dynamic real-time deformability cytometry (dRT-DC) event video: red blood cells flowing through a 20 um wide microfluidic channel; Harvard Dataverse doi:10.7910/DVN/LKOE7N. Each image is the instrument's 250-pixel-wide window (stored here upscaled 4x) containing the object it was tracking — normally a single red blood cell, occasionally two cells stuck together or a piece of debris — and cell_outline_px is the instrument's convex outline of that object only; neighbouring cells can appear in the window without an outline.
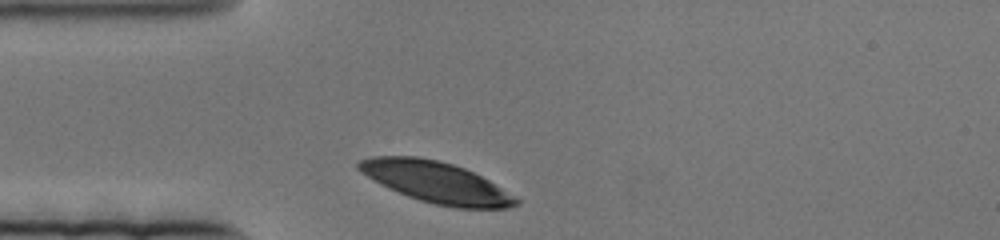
{"species": "human", "species_latin": "Homo sapiens", "temperature_condition": "cold", "stored_images_in_passage": 45, "camera_frame_rate_fps": 3000, "um_per_image_px": 0.085, "donor": {"sex": "female"}, "frame": {"image": 1, "passage_image": 1, "time_ms": 0.0, "image_size_px": [1000, 240], "cell_outline_px": [[520, 204], [508, 208], [456, 208], [436, 204], [420, 200], [408, 196], [388, 188], [380, 184], [356, 168], [356, 164], [360, 160], [372, 156], [416, 156], [436, 160], [452, 164], [464, 168], [488, 180], [520, 200]], "centroid_in_image_um": [37.06, 15.49], "position_along_channel_um": 47.9, "area_um2": 37.28}}
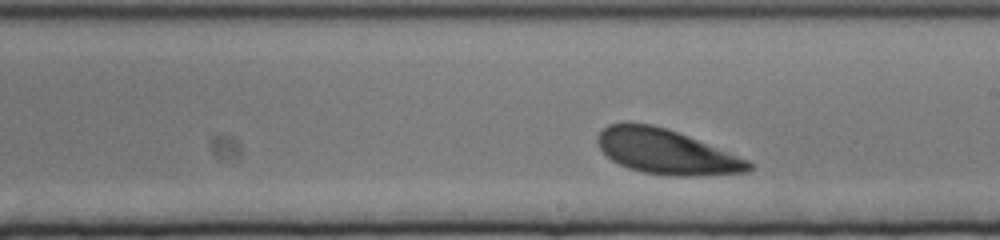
{"frame": {"image": 2, "passage_image": 26, "time_ms": 8.333, "image_size_px": [1000, 240], "cell_outline_px": [[752, 168], [748, 172], [696, 176], [668, 176], [644, 172], [628, 168], [612, 160], [600, 148], [596, 140], [596, 136], [608, 124], [624, 120], [652, 124], [688, 136], [748, 160], [752, 164]], "centroid_in_image_um": [56.58, 12.88], "position_along_channel_um": 232.4, "area_um2": 39.48}}
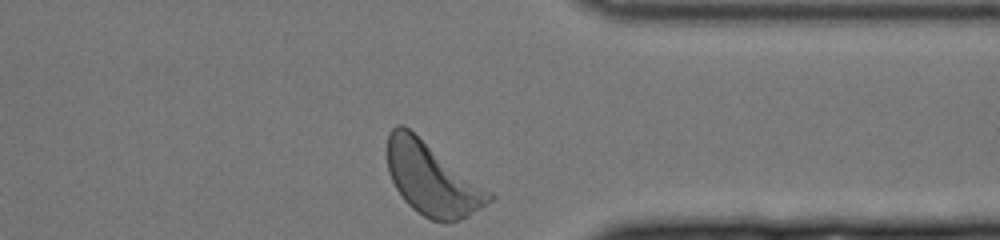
{"frame": {"image": 3, "passage_image": 45, "time_ms": 14.667, "image_size_px": [1000, 240], "cell_outline_px": [[496, 196], [492, 200], [468, 216], [456, 220], [432, 220], [416, 212], [404, 200], [396, 188], [388, 172], [388, 132], [396, 124], [404, 124], [492, 192]], "centroid_in_image_um": [36.71, 15.18], "position_along_channel_um": 374.7, "area_um2": 42.66}}